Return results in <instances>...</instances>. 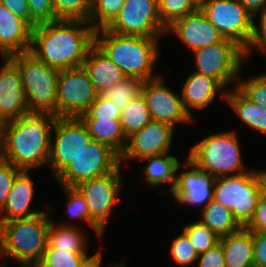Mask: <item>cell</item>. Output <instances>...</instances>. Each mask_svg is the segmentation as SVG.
I'll return each instance as SVG.
<instances>
[{
  "label": "cell",
  "mask_w": 266,
  "mask_h": 267,
  "mask_svg": "<svg viewBox=\"0 0 266 267\" xmlns=\"http://www.w3.org/2000/svg\"><path fill=\"white\" fill-rule=\"evenodd\" d=\"M101 251L97 252V254L84 266V267H100L101 265V260H102V255ZM111 267H125V264H116L112 265Z\"/></svg>",
  "instance_id": "49"
},
{
  "label": "cell",
  "mask_w": 266,
  "mask_h": 267,
  "mask_svg": "<svg viewBox=\"0 0 266 267\" xmlns=\"http://www.w3.org/2000/svg\"><path fill=\"white\" fill-rule=\"evenodd\" d=\"M259 15L260 25L254 24L253 37L248 48L245 50V56L251 52L250 48L252 47L257 48L260 52L262 51L261 53L266 56V11Z\"/></svg>",
  "instance_id": "44"
},
{
  "label": "cell",
  "mask_w": 266,
  "mask_h": 267,
  "mask_svg": "<svg viewBox=\"0 0 266 267\" xmlns=\"http://www.w3.org/2000/svg\"><path fill=\"white\" fill-rule=\"evenodd\" d=\"M201 11L224 38L246 50L252 40L254 16L238 0H207Z\"/></svg>",
  "instance_id": "9"
},
{
  "label": "cell",
  "mask_w": 266,
  "mask_h": 267,
  "mask_svg": "<svg viewBox=\"0 0 266 267\" xmlns=\"http://www.w3.org/2000/svg\"><path fill=\"white\" fill-rule=\"evenodd\" d=\"M174 127L165 122L151 121L141 130L127 137L126 146L120 155L121 160L143 159L167 153L170 150Z\"/></svg>",
  "instance_id": "16"
},
{
  "label": "cell",
  "mask_w": 266,
  "mask_h": 267,
  "mask_svg": "<svg viewBox=\"0 0 266 267\" xmlns=\"http://www.w3.org/2000/svg\"><path fill=\"white\" fill-rule=\"evenodd\" d=\"M21 171L12 163L0 160V211L5 206L13 182Z\"/></svg>",
  "instance_id": "42"
},
{
  "label": "cell",
  "mask_w": 266,
  "mask_h": 267,
  "mask_svg": "<svg viewBox=\"0 0 266 267\" xmlns=\"http://www.w3.org/2000/svg\"><path fill=\"white\" fill-rule=\"evenodd\" d=\"M153 121L165 122L175 128L176 123L192 122L184 109L181 96L165 85L162 77L144 81L142 92Z\"/></svg>",
  "instance_id": "15"
},
{
  "label": "cell",
  "mask_w": 266,
  "mask_h": 267,
  "mask_svg": "<svg viewBox=\"0 0 266 267\" xmlns=\"http://www.w3.org/2000/svg\"><path fill=\"white\" fill-rule=\"evenodd\" d=\"M66 196L69 201L67 204V212L72 219H81L88 222L90 227L94 230L96 235L101 240L104 235V230L90 217L87 203L84 196L76 187L63 186Z\"/></svg>",
  "instance_id": "34"
},
{
  "label": "cell",
  "mask_w": 266,
  "mask_h": 267,
  "mask_svg": "<svg viewBox=\"0 0 266 267\" xmlns=\"http://www.w3.org/2000/svg\"><path fill=\"white\" fill-rule=\"evenodd\" d=\"M198 267H226L223 248L219 242L206 252L199 254ZM192 267H194L192 265Z\"/></svg>",
  "instance_id": "43"
},
{
  "label": "cell",
  "mask_w": 266,
  "mask_h": 267,
  "mask_svg": "<svg viewBox=\"0 0 266 267\" xmlns=\"http://www.w3.org/2000/svg\"><path fill=\"white\" fill-rule=\"evenodd\" d=\"M225 88L217 79L197 72L191 73L182 87V103L186 112L193 118L191 110H203Z\"/></svg>",
  "instance_id": "22"
},
{
  "label": "cell",
  "mask_w": 266,
  "mask_h": 267,
  "mask_svg": "<svg viewBox=\"0 0 266 267\" xmlns=\"http://www.w3.org/2000/svg\"><path fill=\"white\" fill-rule=\"evenodd\" d=\"M2 159V142H1V132H0V160Z\"/></svg>",
  "instance_id": "52"
},
{
  "label": "cell",
  "mask_w": 266,
  "mask_h": 267,
  "mask_svg": "<svg viewBox=\"0 0 266 267\" xmlns=\"http://www.w3.org/2000/svg\"><path fill=\"white\" fill-rule=\"evenodd\" d=\"M197 70L195 72L217 79L225 88L228 83L239 79L245 50L235 41L225 38L215 43L192 51Z\"/></svg>",
  "instance_id": "11"
},
{
  "label": "cell",
  "mask_w": 266,
  "mask_h": 267,
  "mask_svg": "<svg viewBox=\"0 0 266 267\" xmlns=\"http://www.w3.org/2000/svg\"><path fill=\"white\" fill-rule=\"evenodd\" d=\"M0 4L30 24V11L26 0H0Z\"/></svg>",
  "instance_id": "47"
},
{
  "label": "cell",
  "mask_w": 266,
  "mask_h": 267,
  "mask_svg": "<svg viewBox=\"0 0 266 267\" xmlns=\"http://www.w3.org/2000/svg\"><path fill=\"white\" fill-rule=\"evenodd\" d=\"M4 60L0 69V119L3 123L29 113L21 72L9 57Z\"/></svg>",
  "instance_id": "17"
},
{
  "label": "cell",
  "mask_w": 266,
  "mask_h": 267,
  "mask_svg": "<svg viewBox=\"0 0 266 267\" xmlns=\"http://www.w3.org/2000/svg\"><path fill=\"white\" fill-rule=\"evenodd\" d=\"M33 27L0 4V52L3 58L30 51Z\"/></svg>",
  "instance_id": "20"
},
{
  "label": "cell",
  "mask_w": 266,
  "mask_h": 267,
  "mask_svg": "<svg viewBox=\"0 0 266 267\" xmlns=\"http://www.w3.org/2000/svg\"><path fill=\"white\" fill-rule=\"evenodd\" d=\"M18 67L28 103V112L58 118L57 81L60 70L46 65L32 53L9 57Z\"/></svg>",
  "instance_id": "5"
},
{
  "label": "cell",
  "mask_w": 266,
  "mask_h": 267,
  "mask_svg": "<svg viewBox=\"0 0 266 267\" xmlns=\"http://www.w3.org/2000/svg\"><path fill=\"white\" fill-rule=\"evenodd\" d=\"M264 191L260 171L217 177L214 181L213 199L230 209L241 227L252 220L259 198Z\"/></svg>",
  "instance_id": "7"
},
{
  "label": "cell",
  "mask_w": 266,
  "mask_h": 267,
  "mask_svg": "<svg viewBox=\"0 0 266 267\" xmlns=\"http://www.w3.org/2000/svg\"><path fill=\"white\" fill-rule=\"evenodd\" d=\"M16 218L0 224V260L9 255L23 267H35L47 248L50 213Z\"/></svg>",
  "instance_id": "4"
},
{
  "label": "cell",
  "mask_w": 266,
  "mask_h": 267,
  "mask_svg": "<svg viewBox=\"0 0 266 267\" xmlns=\"http://www.w3.org/2000/svg\"><path fill=\"white\" fill-rule=\"evenodd\" d=\"M143 83L142 80L126 77L101 95L112 101L122 111L132 100L141 95Z\"/></svg>",
  "instance_id": "32"
},
{
  "label": "cell",
  "mask_w": 266,
  "mask_h": 267,
  "mask_svg": "<svg viewBox=\"0 0 266 267\" xmlns=\"http://www.w3.org/2000/svg\"><path fill=\"white\" fill-rule=\"evenodd\" d=\"M157 2L161 21L166 28L175 20L198 10L190 0H157Z\"/></svg>",
  "instance_id": "37"
},
{
  "label": "cell",
  "mask_w": 266,
  "mask_h": 267,
  "mask_svg": "<svg viewBox=\"0 0 266 267\" xmlns=\"http://www.w3.org/2000/svg\"><path fill=\"white\" fill-rule=\"evenodd\" d=\"M226 267H253L252 231L241 227L238 231L220 237Z\"/></svg>",
  "instance_id": "24"
},
{
  "label": "cell",
  "mask_w": 266,
  "mask_h": 267,
  "mask_svg": "<svg viewBox=\"0 0 266 267\" xmlns=\"http://www.w3.org/2000/svg\"><path fill=\"white\" fill-rule=\"evenodd\" d=\"M120 155L105 143L92 139L87 147L54 179L62 186L79 183L115 172Z\"/></svg>",
  "instance_id": "8"
},
{
  "label": "cell",
  "mask_w": 266,
  "mask_h": 267,
  "mask_svg": "<svg viewBox=\"0 0 266 267\" xmlns=\"http://www.w3.org/2000/svg\"><path fill=\"white\" fill-rule=\"evenodd\" d=\"M254 17L266 11V0H238Z\"/></svg>",
  "instance_id": "48"
},
{
  "label": "cell",
  "mask_w": 266,
  "mask_h": 267,
  "mask_svg": "<svg viewBox=\"0 0 266 267\" xmlns=\"http://www.w3.org/2000/svg\"><path fill=\"white\" fill-rule=\"evenodd\" d=\"M143 160H148L142 169L148 186L155 187L168 182L171 184L169 192H172L177 180L176 171L180 166L178 159L167 152L141 159Z\"/></svg>",
  "instance_id": "25"
},
{
  "label": "cell",
  "mask_w": 266,
  "mask_h": 267,
  "mask_svg": "<svg viewBox=\"0 0 266 267\" xmlns=\"http://www.w3.org/2000/svg\"><path fill=\"white\" fill-rule=\"evenodd\" d=\"M30 11V25H36L55 21L52 0H26Z\"/></svg>",
  "instance_id": "41"
},
{
  "label": "cell",
  "mask_w": 266,
  "mask_h": 267,
  "mask_svg": "<svg viewBox=\"0 0 266 267\" xmlns=\"http://www.w3.org/2000/svg\"><path fill=\"white\" fill-rule=\"evenodd\" d=\"M120 35L160 37L167 34L157 0H125L116 19L107 27Z\"/></svg>",
  "instance_id": "12"
},
{
  "label": "cell",
  "mask_w": 266,
  "mask_h": 267,
  "mask_svg": "<svg viewBox=\"0 0 266 267\" xmlns=\"http://www.w3.org/2000/svg\"><path fill=\"white\" fill-rule=\"evenodd\" d=\"M82 122L94 140L107 144L121 155L127 138L123 133L120 120L100 119L82 120Z\"/></svg>",
  "instance_id": "28"
},
{
  "label": "cell",
  "mask_w": 266,
  "mask_h": 267,
  "mask_svg": "<svg viewBox=\"0 0 266 267\" xmlns=\"http://www.w3.org/2000/svg\"><path fill=\"white\" fill-rule=\"evenodd\" d=\"M199 221L207 225L219 237L234 233L241 228L231 210L214 199L202 208Z\"/></svg>",
  "instance_id": "29"
},
{
  "label": "cell",
  "mask_w": 266,
  "mask_h": 267,
  "mask_svg": "<svg viewBox=\"0 0 266 267\" xmlns=\"http://www.w3.org/2000/svg\"><path fill=\"white\" fill-rule=\"evenodd\" d=\"M121 113L122 111L120 108L117 107L112 101L103 95L98 94L95 101L84 113L79 116V118L81 120H120Z\"/></svg>",
  "instance_id": "39"
},
{
  "label": "cell",
  "mask_w": 266,
  "mask_h": 267,
  "mask_svg": "<svg viewBox=\"0 0 266 267\" xmlns=\"http://www.w3.org/2000/svg\"><path fill=\"white\" fill-rule=\"evenodd\" d=\"M170 254L172 260L181 267L190 266L198 260L199 254L188 237L182 232L172 241Z\"/></svg>",
  "instance_id": "40"
},
{
  "label": "cell",
  "mask_w": 266,
  "mask_h": 267,
  "mask_svg": "<svg viewBox=\"0 0 266 267\" xmlns=\"http://www.w3.org/2000/svg\"><path fill=\"white\" fill-rule=\"evenodd\" d=\"M57 89L58 117H79L98 95L83 67L60 70Z\"/></svg>",
  "instance_id": "13"
},
{
  "label": "cell",
  "mask_w": 266,
  "mask_h": 267,
  "mask_svg": "<svg viewBox=\"0 0 266 267\" xmlns=\"http://www.w3.org/2000/svg\"><path fill=\"white\" fill-rule=\"evenodd\" d=\"M190 1L197 9H201L207 2V0H190Z\"/></svg>",
  "instance_id": "50"
},
{
  "label": "cell",
  "mask_w": 266,
  "mask_h": 267,
  "mask_svg": "<svg viewBox=\"0 0 266 267\" xmlns=\"http://www.w3.org/2000/svg\"><path fill=\"white\" fill-rule=\"evenodd\" d=\"M0 267H6V264L0 262Z\"/></svg>",
  "instance_id": "54"
},
{
  "label": "cell",
  "mask_w": 266,
  "mask_h": 267,
  "mask_svg": "<svg viewBox=\"0 0 266 267\" xmlns=\"http://www.w3.org/2000/svg\"><path fill=\"white\" fill-rule=\"evenodd\" d=\"M82 67L98 94L126 78L123 71L96 44L89 49Z\"/></svg>",
  "instance_id": "23"
},
{
  "label": "cell",
  "mask_w": 266,
  "mask_h": 267,
  "mask_svg": "<svg viewBox=\"0 0 266 267\" xmlns=\"http://www.w3.org/2000/svg\"><path fill=\"white\" fill-rule=\"evenodd\" d=\"M3 122H2V120L0 119V132H2V129H3Z\"/></svg>",
  "instance_id": "53"
},
{
  "label": "cell",
  "mask_w": 266,
  "mask_h": 267,
  "mask_svg": "<svg viewBox=\"0 0 266 267\" xmlns=\"http://www.w3.org/2000/svg\"><path fill=\"white\" fill-rule=\"evenodd\" d=\"M246 228L250 231L266 232V193L264 191L259 198L255 214Z\"/></svg>",
  "instance_id": "46"
},
{
  "label": "cell",
  "mask_w": 266,
  "mask_h": 267,
  "mask_svg": "<svg viewBox=\"0 0 266 267\" xmlns=\"http://www.w3.org/2000/svg\"><path fill=\"white\" fill-rule=\"evenodd\" d=\"M101 33V36H100ZM158 37L120 35L107 28L95 31V44L114 62L126 77L149 81L159 58Z\"/></svg>",
  "instance_id": "3"
},
{
  "label": "cell",
  "mask_w": 266,
  "mask_h": 267,
  "mask_svg": "<svg viewBox=\"0 0 266 267\" xmlns=\"http://www.w3.org/2000/svg\"><path fill=\"white\" fill-rule=\"evenodd\" d=\"M95 44V30L82 20H56L32 30L30 53L58 70L82 67Z\"/></svg>",
  "instance_id": "1"
},
{
  "label": "cell",
  "mask_w": 266,
  "mask_h": 267,
  "mask_svg": "<svg viewBox=\"0 0 266 267\" xmlns=\"http://www.w3.org/2000/svg\"><path fill=\"white\" fill-rule=\"evenodd\" d=\"M96 254L88 257L87 252L46 249L35 267H84Z\"/></svg>",
  "instance_id": "31"
},
{
  "label": "cell",
  "mask_w": 266,
  "mask_h": 267,
  "mask_svg": "<svg viewBox=\"0 0 266 267\" xmlns=\"http://www.w3.org/2000/svg\"><path fill=\"white\" fill-rule=\"evenodd\" d=\"M182 232L188 237L198 254L206 252L220 242V237L200 221L187 224Z\"/></svg>",
  "instance_id": "36"
},
{
  "label": "cell",
  "mask_w": 266,
  "mask_h": 267,
  "mask_svg": "<svg viewBox=\"0 0 266 267\" xmlns=\"http://www.w3.org/2000/svg\"><path fill=\"white\" fill-rule=\"evenodd\" d=\"M240 145L235 131L210 134L194 144L188 159L201 171L213 176L238 175L244 170ZM236 172V173H235Z\"/></svg>",
  "instance_id": "6"
},
{
  "label": "cell",
  "mask_w": 266,
  "mask_h": 267,
  "mask_svg": "<svg viewBox=\"0 0 266 267\" xmlns=\"http://www.w3.org/2000/svg\"><path fill=\"white\" fill-rule=\"evenodd\" d=\"M152 121L150 111L143 95L132 100L121 113V127L126 138L141 130Z\"/></svg>",
  "instance_id": "30"
},
{
  "label": "cell",
  "mask_w": 266,
  "mask_h": 267,
  "mask_svg": "<svg viewBox=\"0 0 266 267\" xmlns=\"http://www.w3.org/2000/svg\"><path fill=\"white\" fill-rule=\"evenodd\" d=\"M56 20H82L89 22L93 0H52Z\"/></svg>",
  "instance_id": "33"
},
{
  "label": "cell",
  "mask_w": 266,
  "mask_h": 267,
  "mask_svg": "<svg viewBox=\"0 0 266 267\" xmlns=\"http://www.w3.org/2000/svg\"><path fill=\"white\" fill-rule=\"evenodd\" d=\"M184 167L191 169L177 175L176 185L172 191L175 200L180 204L206 206L213 200L215 176L201 171L193 162L186 159Z\"/></svg>",
  "instance_id": "18"
},
{
  "label": "cell",
  "mask_w": 266,
  "mask_h": 267,
  "mask_svg": "<svg viewBox=\"0 0 266 267\" xmlns=\"http://www.w3.org/2000/svg\"><path fill=\"white\" fill-rule=\"evenodd\" d=\"M260 176L262 178V181H263V189H264V192L266 193V171H260Z\"/></svg>",
  "instance_id": "51"
},
{
  "label": "cell",
  "mask_w": 266,
  "mask_h": 267,
  "mask_svg": "<svg viewBox=\"0 0 266 267\" xmlns=\"http://www.w3.org/2000/svg\"><path fill=\"white\" fill-rule=\"evenodd\" d=\"M166 32L176 34L191 51L222 42L225 39L201 9L175 20L167 27Z\"/></svg>",
  "instance_id": "19"
},
{
  "label": "cell",
  "mask_w": 266,
  "mask_h": 267,
  "mask_svg": "<svg viewBox=\"0 0 266 267\" xmlns=\"http://www.w3.org/2000/svg\"><path fill=\"white\" fill-rule=\"evenodd\" d=\"M125 0H93L89 23L93 29L107 28L119 15Z\"/></svg>",
  "instance_id": "35"
},
{
  "label": "cell",
  "mask_w": 266,
  "mask_h": 267,
  "mask_svg": "<svg viewBox=\"0 0 266 267\" xmlns=\"http://www.w3.org/2000/svg\"><path fill=\"white\" fill-rule=\"evenodd\" d=\"M237 82L235 87L246 98L266 110V73Z\"/></svg>",
  "instance_id": "38"
},
{
  "label": "cell",
  "mask_w": 266,
  "mask_h": 267,
  "mask_svg": "<svg viewBox=\"0 0 266 267\" xmlns=\"http://www.w3.org/2000/svg\"><path fill=\"white\" fill-rule=\"evenodd\" d=\"M51 221L46 249L69 250L70 252H86L87 246L84 232L74 224L61 222L54 226Z\"/></svg>",
  "instance_id": "27"
},
{
  "label": "cell",
  "mask_w": 266,
  "mask_h": 267,
  "mask_svg": "<svg viewBox=\"0 0 266 267\" xmlns=\"http://www.w3.org/2000/svg\"><path fill=\"white\" fill-rule=\"evenodd\" d=\"M55 120L52 115L28 113L4 122L2 159L24 171L48 164Z\"/></svg>",
  "instance_id": "2"
},
{
  "label": "cell",
  "mask_w": 266,
  "mask_h": 267,
  "mask_svg": "<svg viewBox=\"0 0 266 267\" xmlns=\"http://www.w3.org/2000/svg\"><path fill=\"white\" fill-rule=\"evenodd\" d=\"M228 105L238 114L240 120L251 129L266 133V110L251 102L236 87L222 95Z\"/></svg>",
  "instance_id": "26"
},
{
  "label": "cell",
  "mask_w": 266,
  "mask_h": 267,
  "mask_svg": "<svg viewBox=\"0 0 266 267\" xmlns=\"http://www.w3.org/2000/svg\"><path fill=\"white\" fill-rule=\"evenodd\" d=\"M254 265L266 267V232L252 231Z\"/></svg>",
  "instance_id": "45"
},
{
  "label": "cell",
  "mask_w": 266,
  "mask_h": 267,
  "mask_svg": "<svg viewBox=\"0 0 266 267\" xmlns=\"http://www.w3.org/2000/svg\"><path fill=\"white\" fill-rule=\"evenodd\" d=\"M48 165L55 178L89 145L93 139L79 117H58L52 128Z\"/></svg>",
  "instance_id": "10"
},
{
  "label": "cell",
  "mask_w": 266,
  "mask_h": 267,
  "mask_svg": "<svg viewBox=\"0 0 266 267\" xmlns=\"http://www.w3.org/2000/svg\"><path fill=\"white\" fill-rule=\"evenodd\" d=\"M122 187L120 167L113 173L79 183L76 188L84 196L90 217L105 231L111 208L118 203Z\"/></svg>",
  "instance_id": "14"
},
{
  "label": "cell",
  "mask_w": 266,
  "mask_h": 267,
  "mask_svg": "<svg viewBox=\"0 0 266 267\" xmlns=\"http://www.w3.org/2000/svg\"><path fill=\"white\" fill-rule=\"evenodd\" d=\"M28 172L22 170L15 178L6 204L0 211V224L12 219L28 218L45 212L44 210H30L35 185Z\"/></svg>",
  "instance_id": "21"
}]
</instances>
